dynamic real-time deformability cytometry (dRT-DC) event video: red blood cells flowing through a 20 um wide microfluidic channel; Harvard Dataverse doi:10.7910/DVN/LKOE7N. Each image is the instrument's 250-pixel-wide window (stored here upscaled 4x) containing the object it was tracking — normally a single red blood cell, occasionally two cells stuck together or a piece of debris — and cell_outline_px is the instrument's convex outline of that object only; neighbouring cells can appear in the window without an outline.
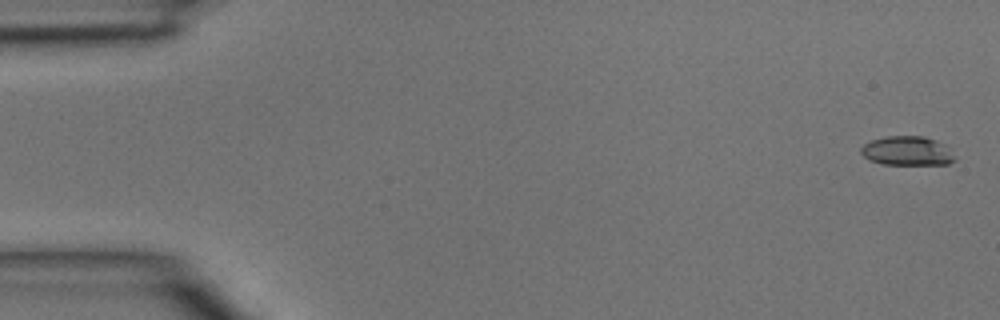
{"species": "common noctule bat (a hibernating species)", "species_latin": "Nyctalus noctula", "temperature_condition": "room temperature", "stored_images_in_passage": 5, "camera_frame_rate_fps": 3000, "um_per_image_px": 0.085, "animal": {"sex": "male", "body_mass_g": 15.6}, "frame": {"image": 1, "passage_image": 1, "time_ms": 0.0, "image_size_px": [1000, 320], "cell_outline_px": [[956, 160], [948, 164], [884, 164], [868, 160], [860, 152], [860, 148], [864, 144], [872, 140], [888, 136], [924, 136], [936, 140], [952, 148], [956, 156]], "centroid_in_image_um": [77.17, 12.82], "position_along_channel_um": 7.8, "area_um2": 16.18}}
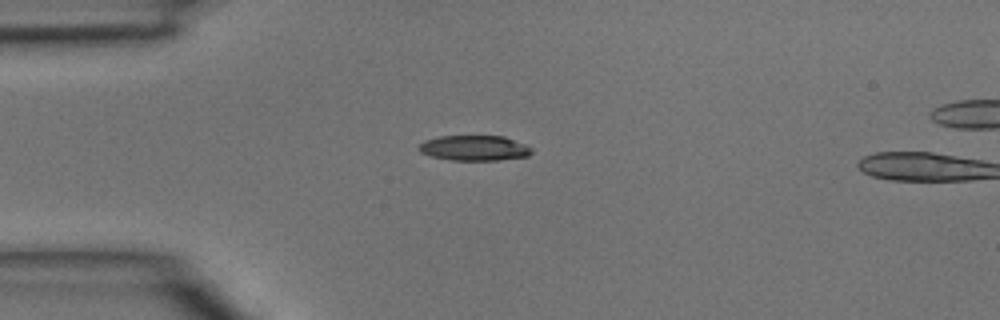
{"frame": {"image": 2, "passage_image": 4, "time_ms": 1.0, "image_size_px": [1000, 320], "cell_outline_px": [[532, 152], [528, 156], [500, 160], [452, 160], [432, 156], [420, 152], [420, 144], [424, 140], [440, 136], [504, 136], [524, 144], [532, 148]], "centroid_in_image_um": [40.34, 12.58], "position_along_channel_um": 44.7, "area_um2": 16.47}}